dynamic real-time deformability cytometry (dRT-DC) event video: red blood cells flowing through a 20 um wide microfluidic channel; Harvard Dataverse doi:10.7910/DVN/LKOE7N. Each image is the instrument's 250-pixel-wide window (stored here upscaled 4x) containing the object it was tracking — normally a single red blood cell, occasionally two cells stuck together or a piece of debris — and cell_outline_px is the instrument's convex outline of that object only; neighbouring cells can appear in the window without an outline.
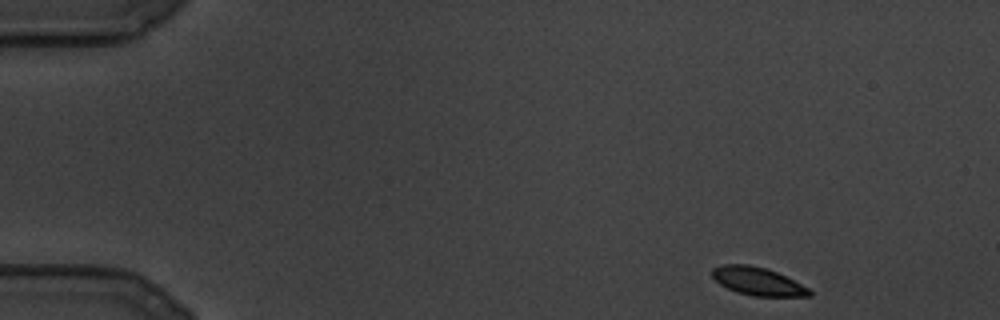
{"species": "common noctule bat (a hibernating species)", "species_latin": "Nyctalus noctula", "temperature_condition": "cold", "stored_images_in_passage": 102, "camera_frame_rate_fps": 3000, "um_per_image_px": 0.085, "animal": {"sex": "male", "body_mass_g": 19.5, "forearm_length_mm": 54.6}, "frame": {"image": 1, "passage_image": 1, "time_ms": 0.0, "image_size_px": [1000, 320], "cell_outline_px": [[812, 296], [752, 296], [736, 292], [720, 284], [712, 276], [712, 268], [724, 264], [748, 264], [768, 268], [808, 288], [812, 292]], "centroid_in_image_um": [64.38, 23.9], "position_along_channel_um": 20.6, "area_um2": 15.78}}
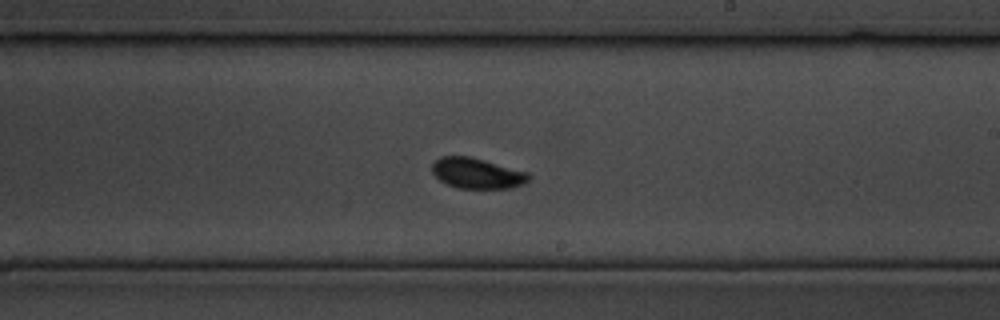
{"frame": {"image": 2, "passage_image": 56, "time_ms": 18.333, "image_size_px": [1000, 320], "cell_outline_px": [[532, 176], [524, 184], [508, 188], [456, 188], [440, 180], [432, 172], [432, 164], [440, 156], [472, 156], [528, 172]], "centroid_in_image_um": [40.56, 14.72], "position_along_channel_um": 248.4, "area_um2": 17.28}}
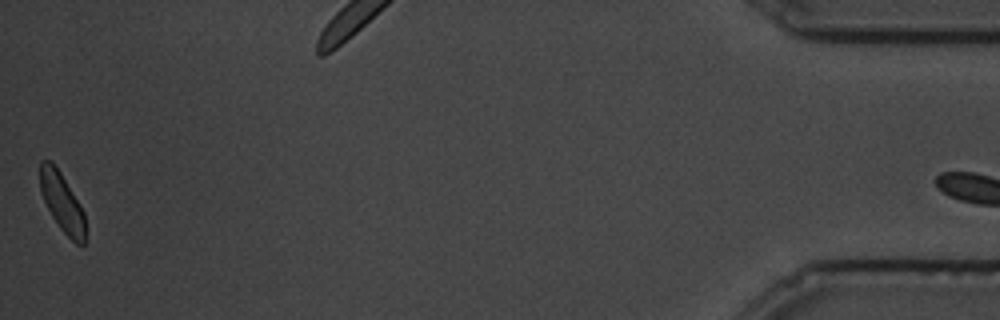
{"frame": {"image": 3, "passage_image": 101, "time_ms": 33.333, "image_size_px": [1000, 320], "cell_outline_px": [[84, 244], [76, 244], [60, 228], [52, 216], [40, 192], [40, 160], [48, 160], [60, 172], [80, 204], [84, 212]], "centroid_in_image_um": [5.26, 17.2], "position_along_channel_um": 429.9, "area_um2": 15.09}}